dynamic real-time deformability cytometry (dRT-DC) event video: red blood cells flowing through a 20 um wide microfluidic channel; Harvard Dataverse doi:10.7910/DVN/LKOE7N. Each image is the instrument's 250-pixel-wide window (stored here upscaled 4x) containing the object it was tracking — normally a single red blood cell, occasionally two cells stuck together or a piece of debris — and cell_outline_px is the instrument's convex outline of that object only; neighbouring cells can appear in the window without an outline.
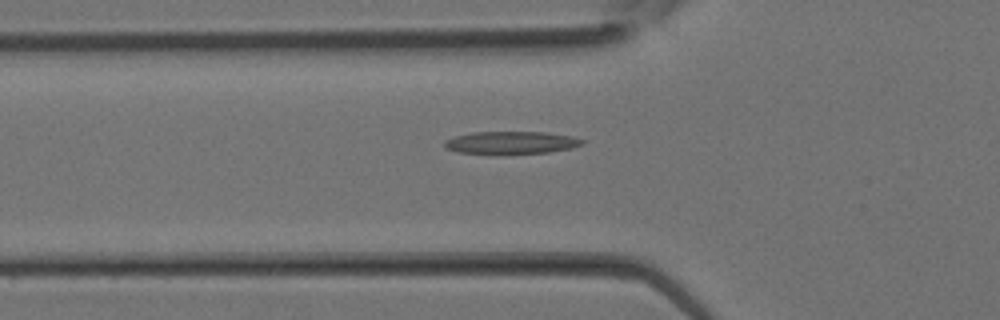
{"species": "Egyptian fruit bat (a non-hibernating species)", "species_latin": "Rousettus aegyptiacus", "temperature_condition": "room temperature", "stored_images_in_passage": 26, "camera_frame_rate_fps": 3000, "um_per_image_px": 0.085, "animal": {"sex": "female"}, "frame": {"image": 1, "passage_image": 5, "time_ms": 1.333, "image_size_px": [1000, 320], "cell_outline_px": [[584, 144], [572, 148], [548, 152], [460, 152], [448, 148], [444, 144], [444, 140], [456, 136], [472, 132], [548, 132], [572, 136], [584, 140]], "centroid_in_image_um": [43.53, 12.08], "position_along_channel_um": 82.3, "area_um2": 17.4}}
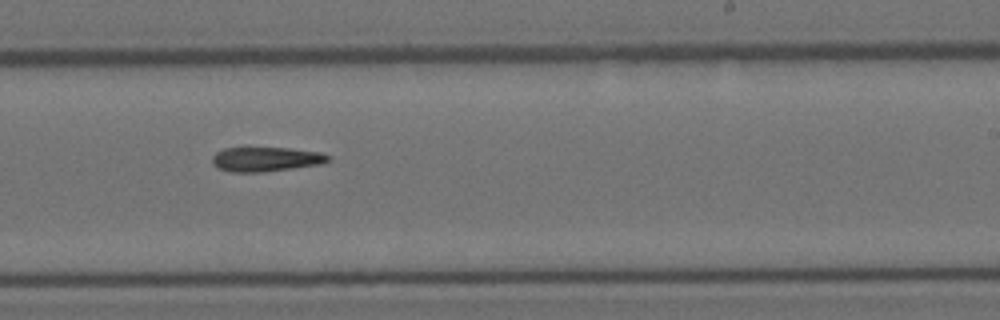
{"frame": {"image": 2, "passage_image": 14, "time_ms": 4.333, "image_size_px": [1000, 320], "cell_outline_px": [[332, 160], [324, 164], [264, 172], [232, 172], [216, 168], [212, 164], [212, 156], [216, 152], [224, 148], [288, 148], [320, 152], [332, 156]], "centroid_in_image_um": [22.64, 13.54], "position_along_channel_um": 266.4, "area_um2": 16.82}}
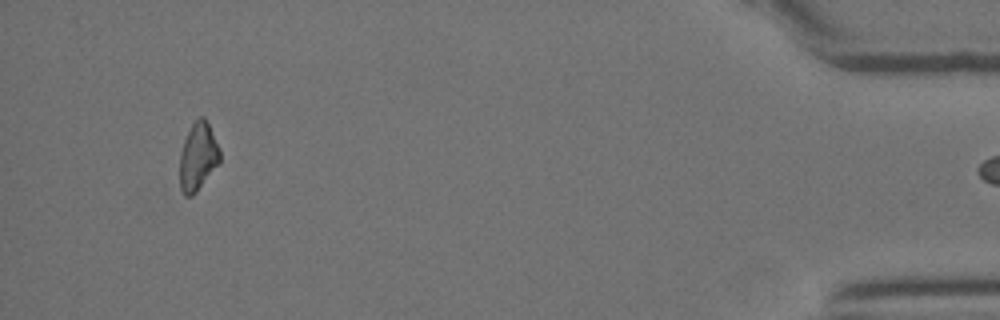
{"frame": {"image": 3, "passage_image": 25, "time_ms": 8.0, "image_size_px": [1000, 320], "cell_outline_px": [[220, 164], [196, 192], [192, 196], [184, 196], [180, 188], [180, 152], [184, 140], [192, 124], [200, 116], [204, 116], [220, 148]], "centroid_in_image_um": [16.84, 13.34], "position_along_channel_um": 418.4, "area_um2": 15.95}}